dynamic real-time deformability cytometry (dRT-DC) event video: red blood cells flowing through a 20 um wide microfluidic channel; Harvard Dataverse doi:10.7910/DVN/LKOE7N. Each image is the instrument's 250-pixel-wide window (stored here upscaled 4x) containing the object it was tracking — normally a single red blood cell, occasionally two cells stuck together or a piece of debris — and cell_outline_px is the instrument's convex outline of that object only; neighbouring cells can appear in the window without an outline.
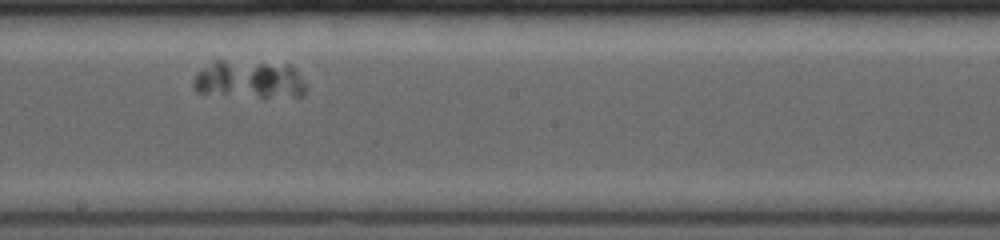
{"species": "common noctule bat (a hibernating species)", "species_latin": "Nyctalus noctula", "temperature_condition": "room temperature", "stored_images_in_passage": 8, "segment_of_instrument_passage": [3, 4], "camera_frame_rate_fps": 4000, "um_per_image_px": 0.085, "animal": {"sex": "female", "body_mass_g": 19.0, "forearm_length_mm": 53.3}, "frame": {"image": 1, "passage_image": 6, "time_ms": 4.75, "image_size_px": [1000, 240], "cell_outline_px": [[304, 96], [264, 100], [244, 80], [244, 76], [260, 64], [292, 64], [304, 80]], "centroid_in_image_um": [23.45, 6.92], "position_along_channel_um": 224.7, "area_um2": 12.2}}